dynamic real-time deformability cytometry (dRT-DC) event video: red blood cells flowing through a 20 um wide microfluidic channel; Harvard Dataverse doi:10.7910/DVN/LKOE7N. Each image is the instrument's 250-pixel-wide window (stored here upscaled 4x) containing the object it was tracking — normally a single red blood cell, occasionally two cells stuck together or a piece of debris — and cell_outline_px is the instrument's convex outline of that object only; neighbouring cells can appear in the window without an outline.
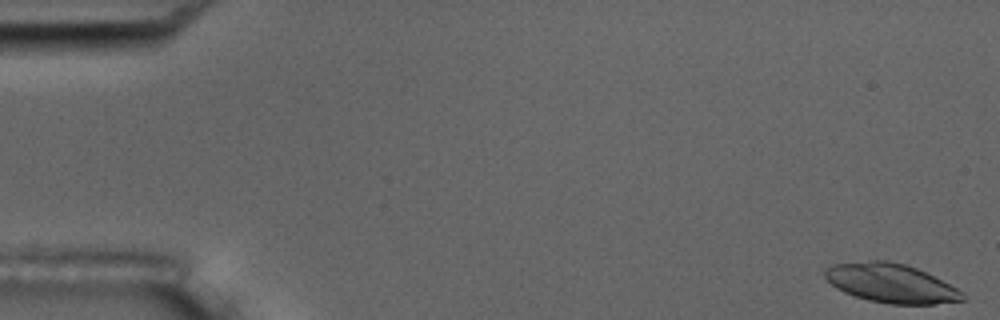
{"species": "common noctule bat (a hibernating species)", "species_latin": "Nyctalus noctula", "temperature_condition": "room temperature", "stored_images_in_passage": 6, "camera_frame_rate_fps": 3000, "um_per_image_px": 0.085, "animal": {"sex": "male", "body_mass_g": 17.5, "forearm_length_mm": 52.3}, "frame": {"image": 1, "passage_image": 1, "time_ms": 0.0, "image_size_px": [1000, 320], "cell_outline_px": [[968, 300], [932, 304], [892, 304], [868, 300], [844, 292], [836, 288], [824, 276], [824, 272], [832, 264], [872, 260], [888, 260], [904, 264], [916, 268], [964, 292]], "centroid_in_image_um": [75.74, 24.08], "position_along_channel_um": 9.3, "area_um2": 31.04}}